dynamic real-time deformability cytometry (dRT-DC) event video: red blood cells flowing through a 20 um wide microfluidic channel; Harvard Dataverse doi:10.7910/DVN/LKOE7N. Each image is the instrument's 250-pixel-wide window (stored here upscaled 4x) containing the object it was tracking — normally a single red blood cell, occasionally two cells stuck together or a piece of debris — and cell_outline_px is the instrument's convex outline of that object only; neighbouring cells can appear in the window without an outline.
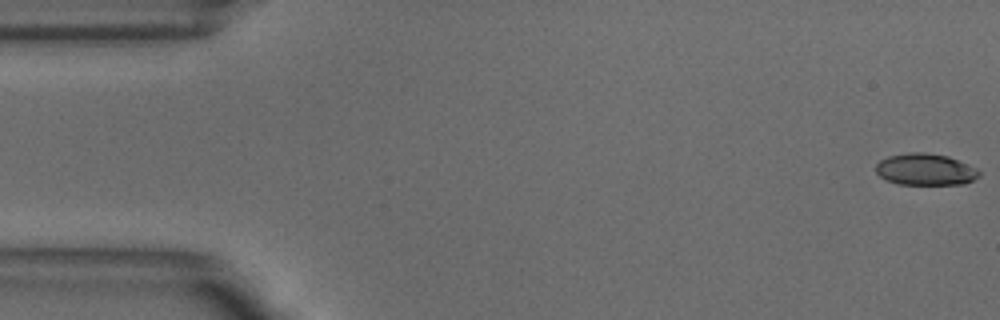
{"species": "common noctule bat (a hibernating species)", "species_latin": "Nyctalus noctula", "temperature_condition": "warm", "stored_images_in_passage": 12, "camera_frame_rate_fps": 3000, "um_per_image_px": 0.085, "animal": {"sex": "male", "body_mass_g": 18.8}, "frame": {"image": 1, "passage_image": 1, "time_ms": 0.0, "image_size_px": [1000, 320], "cell_outline_px": [[980, 176], [964, 184], [900, 184], [888, 180], [880, 176], [876, 172], [876, 164], [880, 160], [888, 156], [908, 152], [924, 152], [948, 156], [976, 168], [980, 172]], "centroid_in_image_um": [78.65, 14.39], "position_along_channel_um": 6.3, "area_um2": 18.96}}